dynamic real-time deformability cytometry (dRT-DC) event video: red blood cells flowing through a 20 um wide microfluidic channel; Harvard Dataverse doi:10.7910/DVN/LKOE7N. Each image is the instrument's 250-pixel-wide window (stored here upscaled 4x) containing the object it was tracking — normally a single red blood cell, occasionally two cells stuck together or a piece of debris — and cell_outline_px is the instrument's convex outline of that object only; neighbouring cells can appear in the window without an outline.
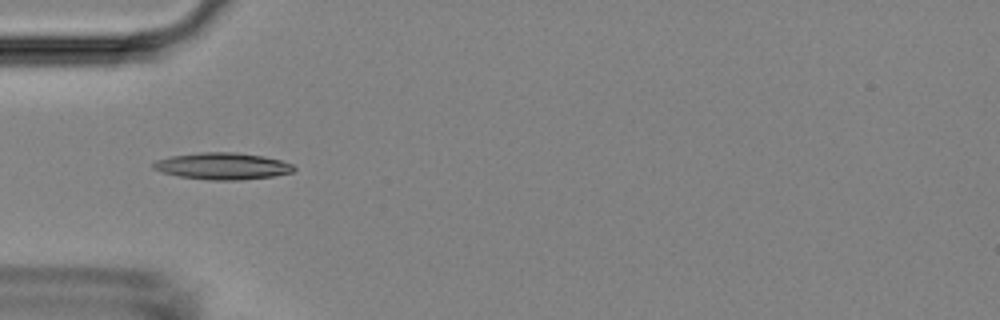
{"species": "Egyptian fruit bat (a non-hibernating species)", "species_latin": "Rousettus aegyptiacus", "temperature_condition": "room temperature", "stored_images_in_passage": 38, "camera_frame_rate_fps": 3000, "um_per_image_px": 0.085, "animal": {"sex": "female"}, "frame": {"image": 1, "passage_image": 2, "time_ms": 0.333, "image_size_px": [1000, 320], "cell_outline_px": [[296, 168], [292, 172], [276, 176], [240, 180], [208, 180], [180, 176], [160, 172], [152, 168], [152, 164], [156, 160], [172, 156], [200, 152], [236, 152], [264, 156], [280, 160], [292, 164]], "centroid_in_image_um": [18.92, 14.12], "position_along_channel_um": 66.1, "area_um2": 22.02}}
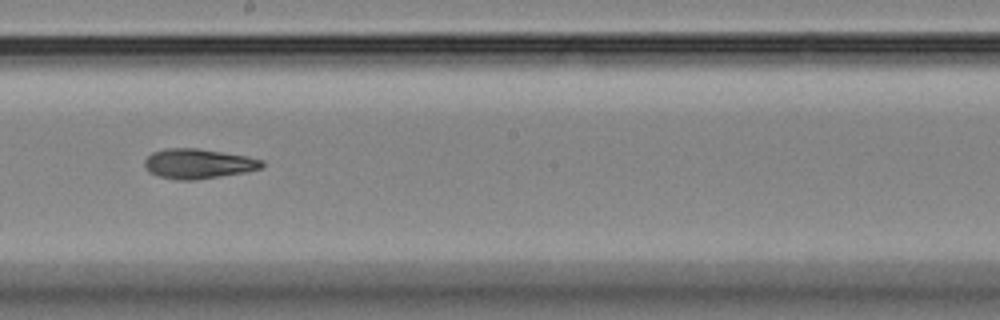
{"frame": {"image": 2, "passage_image": 15, "time_ms": 4.667, "image_size_px": [1000, 320], "cell_outline_px": [[264, 164], [260, 168], [244, 172], [220, 176], [192, 180], [176, 180], [160, 176], [148, 172], [144, 168], [144, 160], [152, 152], [164, 148], [196, 148], [248, 156], [264, 160]], "centroid_in_image_um": [16.81, 13.91], "position_along_channel_um": 231.4, "area_um2": 20.4}}
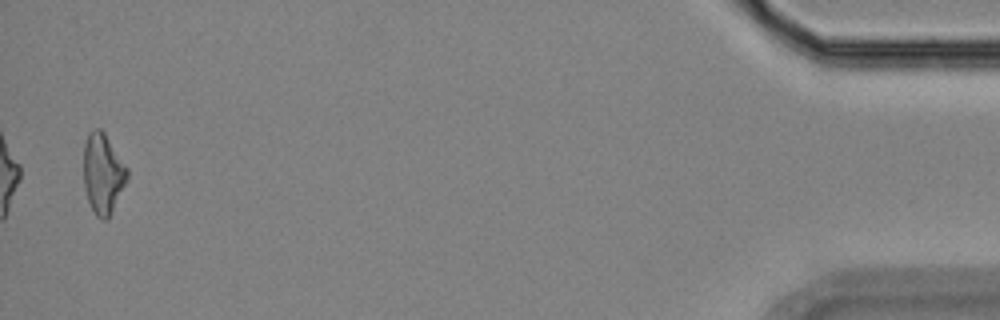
{"frame": {"image": 3, "passage_image": 37, "time_ms": 12.0, "image_size_px": [1000, 320], "cell_outline_px": [[128, 180], [108, 220], [100, 220], [96, 216], [88, 200], [84, 188], [84, 144], [88, 132], [92, 128], [100, 128], [104, 132], [128, 168]], "centroid_in_image_um": [8.75, 14.76], "position_along_channel_um": 426.4, "area_um2": 20.63}, "authors_computed_cell_mechanics": {"area_um2": 20.1722, "velocity_mm_per_s": 3.8019, "shape_relaxation_time_tau1_ms": 3.9987, "shape_relaxation_time_tau2_ms": 5.3267, "deformation_change_tau1": 0.143, "deformation_change_tau2": 0.1347}}